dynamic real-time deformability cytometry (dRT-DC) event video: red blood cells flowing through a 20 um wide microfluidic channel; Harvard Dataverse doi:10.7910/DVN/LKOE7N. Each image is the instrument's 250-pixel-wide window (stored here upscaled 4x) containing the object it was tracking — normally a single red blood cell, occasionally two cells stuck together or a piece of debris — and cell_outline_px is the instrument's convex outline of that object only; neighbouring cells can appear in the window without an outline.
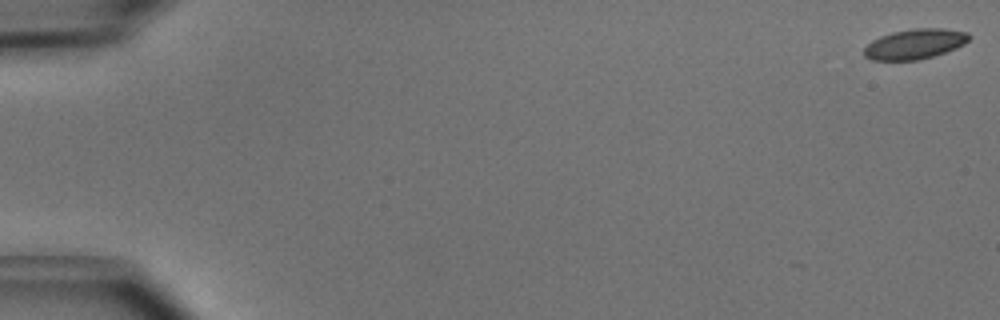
{"species": "common noctule bat (a hibernating species)", "species_latin": "Nyctalus noctula", "temperature_condition": "cold", "stored_images_in_passage": 9, "camera_frame_rate_fps": 3000, "um_per_image_px": 0.085, "animal": {"sex": "male", "body_mass_g": 15.6}, "frame": {"image": 1, "passage_image": 1, "time_ms": 0.0, "image_size_px": [1000, 320], "cell_outline_px": [[972, 36], [964, 44], [956, 48], [932, 56], [916, 60], [872, 60], [864, 56], [864, 48], [872, 40], [880, 36], [892, 32], [912, 28], [944, 28], [968, 32]], "centroid_in_image_um": [77.77, 3.72], "position_along_channel_um": 7.2, "area_um2": 18.44}}